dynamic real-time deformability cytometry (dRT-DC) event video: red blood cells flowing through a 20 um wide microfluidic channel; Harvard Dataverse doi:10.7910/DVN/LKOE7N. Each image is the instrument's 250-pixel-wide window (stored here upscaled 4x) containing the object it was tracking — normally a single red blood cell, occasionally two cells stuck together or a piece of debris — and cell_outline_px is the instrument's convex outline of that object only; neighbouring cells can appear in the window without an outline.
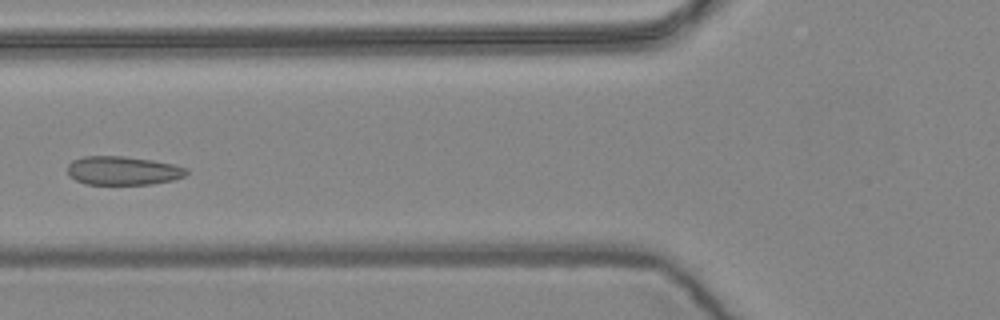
{"species": "common noctule bat (a hibernating species)", "species_latin": "Nyctalus noctula", "temperature_condition": "warm", "stored_images_in_passage": 8, "camera_frame_rate_fps": 3000, "um_per_image_px": 0.085, "animal": {"sex": "female", "body_mass_g": 24.6, "forearm_length_mm": 56.2}, "frame": {"image": 1, "passage_image": 6, "time_ms": 1.667, "image_size_px": [1000, 320], "cell_outline_px": [[188, 172], [184, 176], [172, 180], [152, 184], [84, 184], [68, 176], [68, 164], [72, 160], [84, 156], [124, 156], [152, 160], [172, 164], [188, 168]], "centroid_in_image_um": [10.43, 14.5], "position_along_channel_um": 115.4, "area_um2": 19.94}}
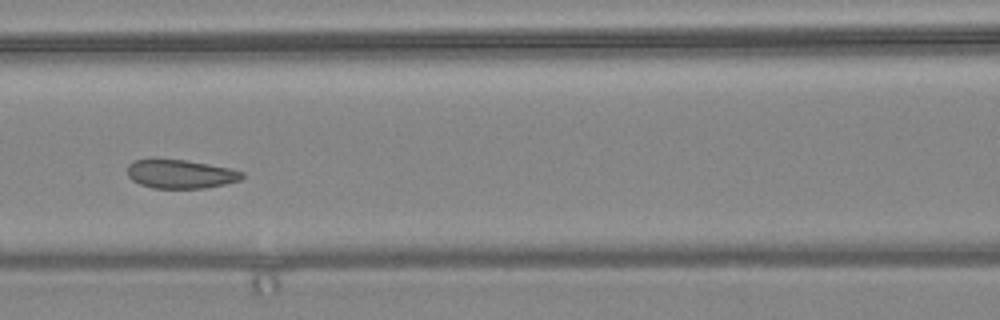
{"frame": {"image": 2, "passage_image": 7, "time_ms": 2.0, "image_size_px": [1000, 320], "cell_outline_px": [[244, 176], [240, 180], [224, 184], [204, 188], [152, 188], [140, 184], [132, 180], [128, 176], [128, 164], [136, 160], [184, 160], [208, 164], [228, 168], [244, 172]], "centroid_in_image_um": [15.35, 14.8], "position_along_channel_um": 151.3, "area_um2": 18.9}}
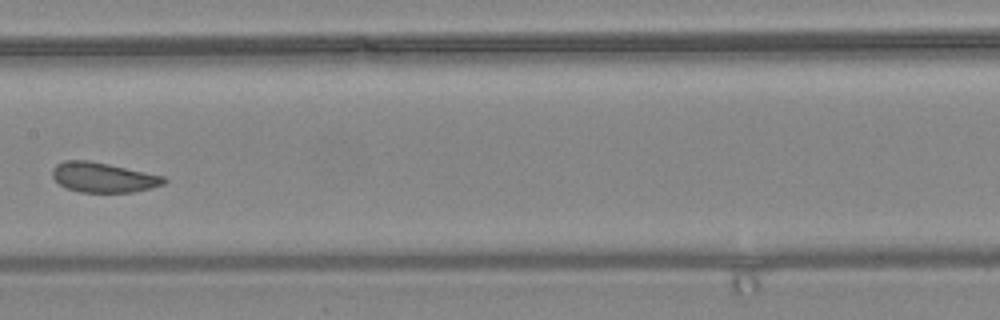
{"frame": {"image": 3, "passage_image": 8, "time_ms": 2.333, "image_size_px": [1000, 320], "cell_outline_px": [[168, 180], [164, 184], [152, 188], [132, 192], [80, 192], [68, 188], [60, 184], [52, 176], [52, 168], [56, 164], [64, 160], [88, 160], [108, 164], [164, 176]], "centroid_in_image_um": [8.78, 15.07], "position_along_channel_um": 198.6, "area_um2": 19.36}}